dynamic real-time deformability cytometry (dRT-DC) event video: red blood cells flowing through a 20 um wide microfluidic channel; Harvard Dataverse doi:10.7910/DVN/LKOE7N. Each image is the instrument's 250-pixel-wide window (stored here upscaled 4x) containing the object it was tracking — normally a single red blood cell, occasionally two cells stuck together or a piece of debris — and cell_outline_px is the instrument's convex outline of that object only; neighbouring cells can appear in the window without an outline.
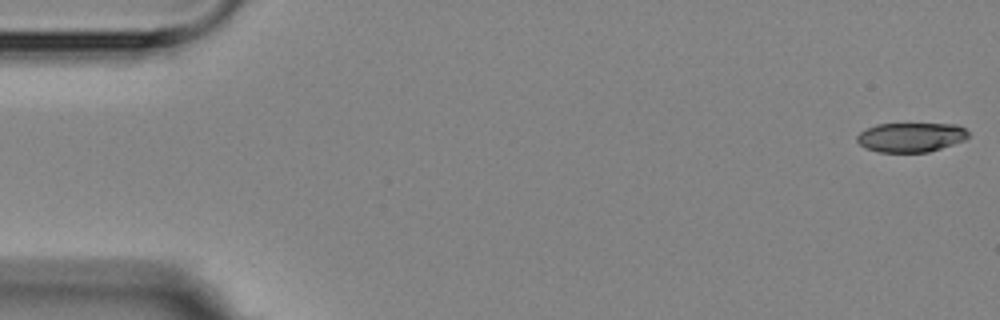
{"species": "Egyptian fruit bat (a non-hibernating species)", "species_latin": "Rousettus aegyptiacus", "temperature_condition": "room temperature", "stored_images_in_passage": 10, "camera_frame_rate_fps": 3000, "um_per_image_px": 0.085, "animal": {"sex": "female"}, "frame": {"image": 1, "passage_image": 1, "time_ms": 0.0, "image_size_px": [1000, 320], "cell_outline_px": [[968, 136], [964, 140], [928, 152], [880, 152], [864, 148], [856, 140], [856, 136], [860, 132], [876, 124], [956, 124], [964, 128], [968, 132]], "centroid_in_image_um": [77.39, 11.66], "position_along_channel_um": 7.6, "area_um2": 18.96}}
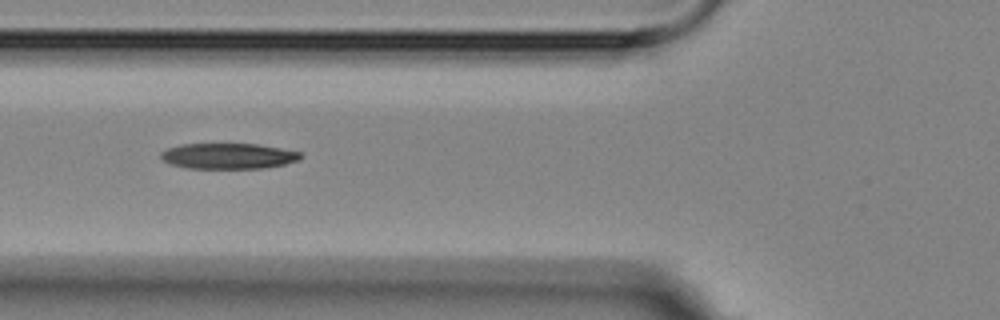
{"frame": {"image": 2, "passage_image": 7, "time_ms": 8.667, "image_size_px": [1000, 320], "cell_outline_px": [[304, 156], [300, 160], [284, 164], [260, 168], [188, 168], [172, 164], [164, 160], [160, 156], [160, 152], [168, 148], [184, 144], [260, 144], [300, 152]], "centroid_in_image_um": [19.44, 13.26], "position_along_channel_um": 106.4, "area_um2": 20.75}}
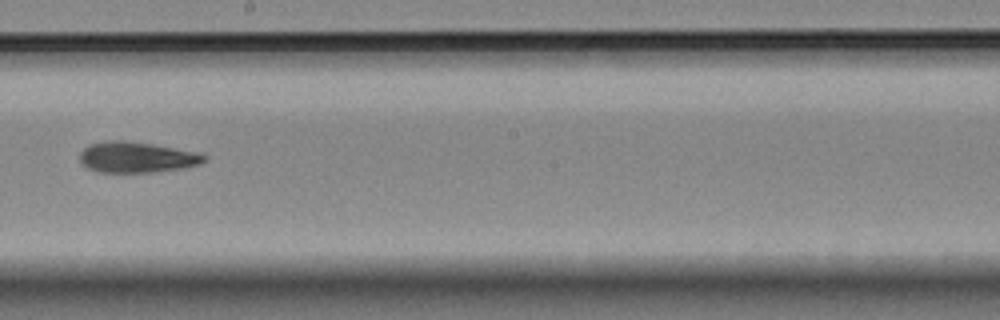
{"frame": {"image": 3, "passage_image": 10, "time_ms": 12.333, "image_size_px": [1000, 320], "cell_outline_px": [[208, 156], [200, 164], [184, 168], [152, 172], [100, 172], [88, 168], [80, 160], [80, 152], [88, 144], [108, 140], [120, 140], [152, 144], [200, 152]], "centroid_in_image_um": [11.64, 13.36], "position_along_channel_um": 236.6, "area_um2": 22.31}}